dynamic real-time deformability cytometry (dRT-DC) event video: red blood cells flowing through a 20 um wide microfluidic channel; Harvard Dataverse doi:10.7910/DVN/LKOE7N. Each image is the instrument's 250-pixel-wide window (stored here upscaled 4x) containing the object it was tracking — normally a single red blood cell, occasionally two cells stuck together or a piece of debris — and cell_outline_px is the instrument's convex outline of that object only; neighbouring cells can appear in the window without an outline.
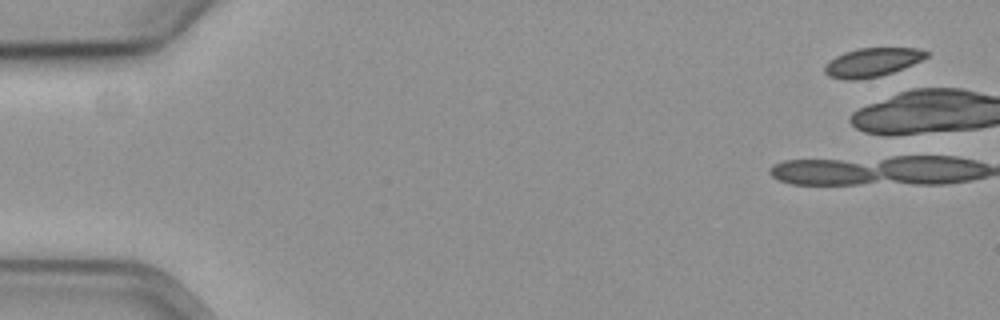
{"species": "common noctule bat (a hibernating species)", "species_latin": "Nyctalus noctula", "temperature_condition": "cold", "stored_images_in_passage": 8, "camera_frame_rate_fps": 3000, "um_per_image_px": 0.085, "animal": {"sex": "female", "body_mass_g": 19.3, "forearm_length_mm": 54.1}, "frame": {"image": 1, "passage_image": 1, "time_ms": 0.0, "image_size_px": [1000, 320], "cell_outline_px": [[928, 56], [912, 64], [892, 72], [880, 76], [860, 80], [844, 80], [828, 76], [824, 72], [824, 64], [828, 60], [844, 52], [860, 48], [920, 48], [928, 52]], "centroid_in_image_um": [74.08, 5.3], "position_along_channel_um": 10.9, "area_um2": 17.11}}